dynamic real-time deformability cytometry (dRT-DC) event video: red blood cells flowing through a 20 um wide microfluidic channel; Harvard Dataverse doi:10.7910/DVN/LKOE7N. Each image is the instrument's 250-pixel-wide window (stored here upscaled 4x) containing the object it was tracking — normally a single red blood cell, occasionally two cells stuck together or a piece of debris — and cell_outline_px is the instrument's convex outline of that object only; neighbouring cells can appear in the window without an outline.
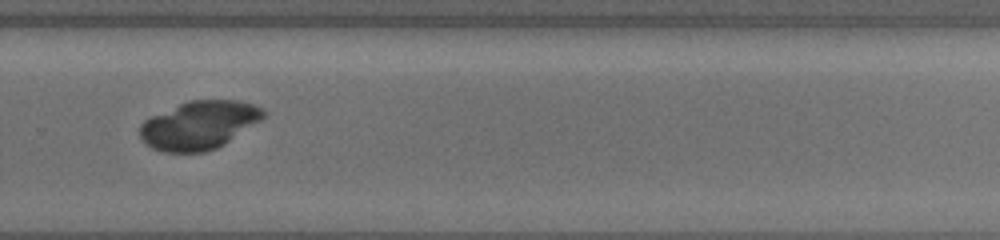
{"species": "common noctule bat (a hibernating species)", "species_latin": "Nyctalus noctula", "temperature_condition": "cold", "stored_images_in_passage": 48, "camera_frame_rate_fps": 3000, "um_per_image_px": 0.085, "animal": {"sex": "female", "body_mass_g": 19.5, "forearm_length_mm": 54.1}, "frame": {"image": 1, "passage_image": 42, "time_ms": 13.667, "image_size_px": [1000, 240], "cell_outline_px": [[268, 112], [260, 120], [224, 144], [216, 148], [204, 152], [160, 152], [152, 148], [140, 136], [140, 124], [144, 120], [152, 116], [188, 100], [236, 100], [252, 104], [264, 108]], "centroid_in_image_um": [16.93, 10.63], "position_along_channel_um": 312.9, "area_um2": 34.51}}